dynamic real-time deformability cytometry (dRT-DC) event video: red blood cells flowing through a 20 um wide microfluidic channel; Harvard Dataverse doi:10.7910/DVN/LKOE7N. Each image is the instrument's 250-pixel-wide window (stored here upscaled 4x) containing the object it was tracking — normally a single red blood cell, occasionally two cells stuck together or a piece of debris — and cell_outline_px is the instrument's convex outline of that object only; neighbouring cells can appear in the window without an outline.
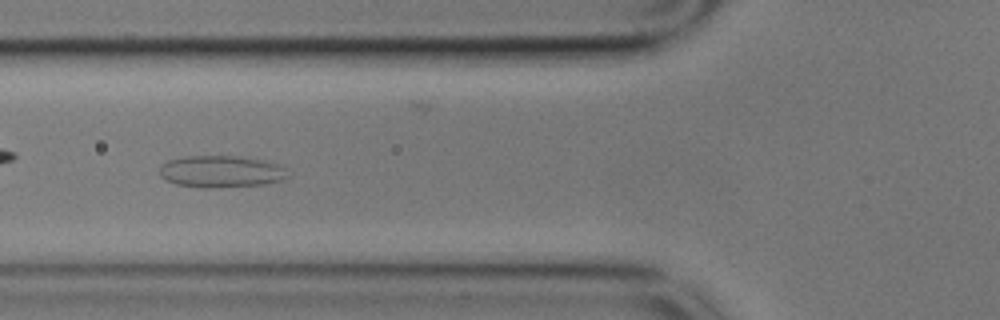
{"species": "common noctule bat (a hibernating species)", "species_latin": "Nyctalus noctula", "temperature_condition": "cold", "stored_images_in_passage": 55, "camera_frame_rate_fps": 3000, "um_per_image_px": 0.085, "animal": {"sex": "male", "body_mass_g": 17.9}, "frame": {"image": 1, "passage_image": 18, "time_ms": 5.667, "image_size_px": [1000, 320], "cell_outline_px": [[288, 176], [284, 180], [264, 184], [212, 188], [204, 188], [176, 184], [164, 180], [160, 176], [160, 164], [168, 160], [184, 156], [240, 156], [268, 160], [280, 164], [288, 168]], "centroid_in_image_um": [18.83, 14.57], "position_along_channel_um": 107.0, "area_um2": 24.39}}
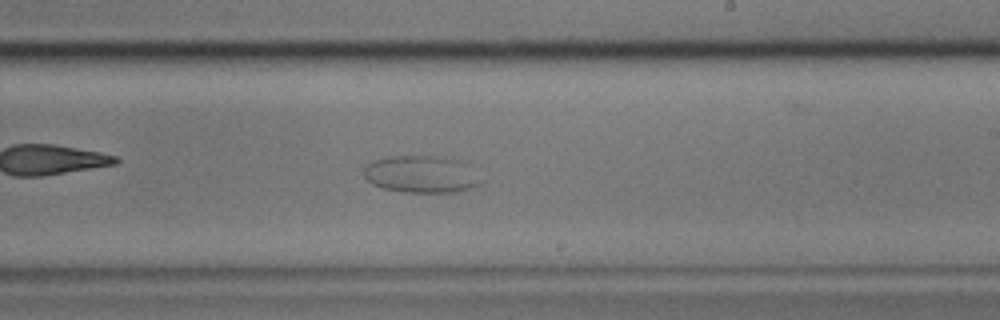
{"frame": {"image": 2, "passage_image": 31, "time_ms": 10.0, "image_size_px": [1000, 320], "cell_outline_px": [[484, 180], [480, 184], [456, 192], [404, 192], [384, 188], [372, 184], [364, 176], [364, 164], [372, 160], [392, 156], [436, 156], [456, 160], [464, 164]], "centroid_in_image_um": [35.76, 14.81], "position_along_channel_um": 253.2, "area_um2": 25.14}}